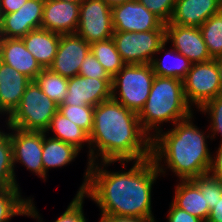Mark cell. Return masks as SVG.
I'll use <instances>...</instances> for the list:
<instances>
[{"label": "cell", "mask_w": 222, "mask_h": 222, "mask_svg": "<svg viewBox=\"0 0 222 222\" xmlns=\"http://www.w3.org/2000/svg\"><path fill=\"white\" fill-rule=\"evenodd\" d=\"M178 183L172 203L206 222L210 214V207L200 189L191 180H180Z\"/></svg>", "instance_id": "22"}, {"label": "cell", "mask_w": 222, "mask_h": 222, "mask_svg": "<svg viewBox=\"0 0 222 222\" xmlns=\"http://www.w3.org/2000/svg\"><path fill=\"white\" fill-rule=\"evenodd\" d=\"M26 2L27 0H0L1 15L18 11Z\"/></svg>", "instance_id": "38"}, {"label": "cell", "mask_w": 222, "mask_h": 222, "mask_svg": "<svg viewBox=\"0 0 222 222\" xmlns=\"http://www.w3.org/2000/svg\"><path fill=\"white\" fill-rule=\"evenodd\" d=\"M31 80L0 61V115L8 118L19 106L22 95Z\"/></svg>", "instance_id": "19"}, {"label": "cell", "mask_w": 222, "mask_h": 222, "mask_svg": "<svg viewBox=\"0 0 222 222\" xmlns=\"http://www.w3.org/2000/svg\"><path fill=\"white\" fill-rule=\"evenodd\" d=\"M112 79H95L81 75L68 79V91L62 104L96 106L112 98Z\"/></svg>", "instance_id": "13"}, {"label": "cell", "mask_w": 222, "mask_h": 222, "mask_svg": "<svg viewBox=\"0 0 222 222\" xmlns=\"http://www.w3.org/2000/svg\"><path fill=\"white\" fill-rule=\"evenodd\" d=\"M193 116L178 121L168 131L162 130L152 138V159L160 175L165 176L166 168L179 180H192L209 173L213 155L207 145L210 132L207 134L197 128Z\"/></svg>", "instance_id": "3"}, {"label": "cell", "mask_w": 222, "mask_h": 222, "mask_svg": "<svg viewBox=\"0 0 222 222\" xmlns=\"http://www.w3.org/2000/svg\"><path fill=\"white\" fill-rule=\"evenodd\" d=\"M113 163L88 164L84 181L77 192L92 199L101 214L147 218L156 222L152 213L151 194L160 173L152 157L134 161L128 171L106 170Z\"/></svg>", "instance_id": "1"}, {"label": "cell", "mask_w": 222, "mask_h": 222, "mask_svg": "<svg viewBox=\"0 0 222 222\" xmlns=\"http://www.w3.org/2000/svg\"><path fill=\"white\" fill-rule=\"evenodd\" d=\"M192 110L186 100L182 80L155 75L148 99L138 117L143 130L154 138L162 131L161 124L171 122L174 125L194 114Z\"/></svg>", "instance_id": "4"}, {"label": "cell", "mask_w": 222, "mask_h": 222, "mask_svg": "<svg viewBox=\"0 0 222 222\" xmlns=\"http://www.w3.org/2000/svg\"><path fill=\"white\" fill-rule=\"evenodd\" d=\"M53 132V138L59 139L65 143L74 145L77 149L81 150L85 144L89 148L90 153L89 135L78 125L70 121L59 111L51 119L50 125L45 133ZM86 142V143H85Z\"/></svg>", "instance_id": "24"}, {"label": "cell", "mask_w": 222, "mask_h": 222, "mask_svg": "<svg viewBox=\"0 0 222 222\" xmlns=\"http://www.w3.org/2000/svg\"><path fill=\"white\" fill-rule=\"evenodd\" d=\"M90 52V43L77 33L61 34L57 53L49 69L65 78L78 76L85 57Z\"/></svg>", "instance_id": "12"}, {"label": "cell", "mask_w": 222, "mask_h": 222, "mask_svg": "<svg viewBox=\"0 0 222 222\" xmlns=\"http://www.w3.org/2000/svg\"><path fill=\"white\" fill-rule=\"evenodd\" d=\"M164 57H166V60L165 58H158V55H155L153 58L151 66L154 74L156 76L183 80L190 70L192 63L184 55L177 52L173 47L171 50H167V52H165Z\"/></svg>", "instance_id": "25"}, {"label": "cell", "mask_w": 222, "mask_h": 222, "mask_svg": "<svg viewBox=\"0 0 222 222\" xmlns=\"http://www.w3.org/2000/svg\"><path fill=\"white\" fill-rule=\"evenodd\" d=\"M78 75L95 79H112L91 51L83 60Z\"/></svg>", "instance_id": "35"}, {"label": "cell", "mask_w": 222, "mask_h": 222, "mask_svg": "<svg viewBox=\"0 0 222 222\" xmlns=\"http://www.w3.org/2000/svg\"><path fill=\"white\" fill-rule=\"evenodd\" d=\"M15 174L10 132L0 129V188H20Z\"/></svg>", "instance_id": "27"}, {"label": "cell", "mask_w": 222, "mask_h": 222, "mask_svg": "<svg viewBox=\"0 0 222 222\" xmlns=\"http://www.w3.org/2000/svg\"><path fill=\"white\" fill-rule=\"evenodd\" d=\"M169 208L167 222H204L200 218L176 207L172 202L170 203Z\"/></svg>", "instance_id": "36"}, {"label": "cell", "mask_w": 222, "mask_h": 222, "mask_svg": "<svg viewBox=\"0 0 222 222\" xmlns=\"http://www.w3.org/2000/svg\"><path fill=\"white\" fill-rule=\"evenodd\" d=\"M205 196L210 210L216 205V202L222 197V181L210 173L197 176L191 180Z\"/></svg>", "instance_id": "31"}, {"label": "cell", "mask_w": 222, "mask_h": 222, "mask_svg": "<svg viewBox=\"0 0 222 222\" xmlns=\"http://www.w3.org/2000/svg\"><path fill=\"white\" fill-rule=\"evenodd\" d=\"M219 67V71H220V74H221V80H222V55L216 57L214 59Z\"/></svg>", "instance_id": "42"}, {"label": "cell", "mask_w": 222, "mask_h": 222, "mask_svg": "<svg viewBox=\"0 0 222 222\" xmlns=\"http://www.w3.org/2000/svg\"><path fill=\"white\" fill-rule=\"evenodd\" d=\"M6 128L12 131L10 132V139L13 149L14 171L16 164L19 162L27 170L46 180L47 175L42 163L43 132L26 131L9 126Z\"/></svg>", "instance_id": "10"}, {"label": "cell", "mask_w": 222, "mask_h": 222, "mask_svg": "<svg viewBox=\"0 0 222 222\" xmlns=\"http://www.w3.org/2000/svg\"><path fill=\"white\" fill-rule=\"evenodd\" d=\"M20 188H0V222H9L14 216H28L43 222L31 197L25 199Z\"/></svg>", "instance_id": "21"}, {"label": "cell", "mask_w": 222, "mask_h": 222, "mask_svg": "<svg viewBox=\"0 0 222 222\" xmlns=\"http://www.w3.org/2000/svg\"><path fill=\"white\" fill-rule=\"evenodd\" d=\"M114 31L144 32L166 30L165 23L137 0L111 7Z\"/></svg>", "instance_id": "11"}, {"label": "cell", "mask_w": 222, "mask_h": 222, "mask_svg": "<svg viewBox=\"0 0 222 222\" xmlns=\"http://www.w3.org/2000/svg\"><path fill=\"white\" fill-rule=\"evenodd\" d=\"M40 89L55 103L62 104L68 91V78L43 69L34 80Z\"/></svg>", "instance_id": "28"}, {"label": "cell", "mask_w": 222, "mask_h": 222, "mask_svg": "<svg viewBox=\"0 0 222 222\" xmlns=\"http://www.w3.org/2000/svg\"><path fill=\"white\" fill-rule=\"evenodd\" d=\"M216 156H212V162L209 173L222 181V145L215 151Z\"/></svg>", "instance_id": "37"}, {"label": "cell", "mask_w": 222, "mask_h": 222, "mask_svg": "<svg viewBox=\"0 0 222 222\" xmlns=\"http://www.w3.org/2000/svg\"><path fill=\"white\" fill-rule=\"evenodd\" d=\"M45 0H27L18 11L2 15L0 37L23 38L28 32L41 28Z\"/></svg>", "instance_id": "15"}, {"label": "cell", "mask_w": 222, "mask_h": 222, "mask_svg": "<svg viewBox=\"0 0 222 222\" xmlns=\"http://www.w3.org/2000/svg\"><path fill=\"white\" fill-rule=\"evenodd\" d=\"M89 142L87 164L118 161L124 169L130 161L152 157V138L141 127L138 114L113 98L94 107Z\"/></svg>", "instance_id": "2"}, {"label": "cell", "mask_w": 222, "mask_h": 222, "mask_svg": "<svg viewBox=\"0 0 222 222\" xmlns=\"http://www.w3.org/2000/svg\"><path fill=\"white\" fill-rule=\"evenodd\" d=\"M199 28L211 58L222 55V12L212 15Z\"/></svg>", "instance_id": "29"}, {"label": "cell", "mask_w": 222, "mask_h": 222, "mask_svg": "<svg viewBox=\"0 0 222 222\" xmlns=\"http://www.w3.org/2000/svg\"><path fill=\"white\" fill-rule=\"evenodd\" d=\"M165 28L167 42L192 64L212 60L199 27L165 24Z\"/></svg>", "instance_id": "14"}, {"label": "cell", "mask_w": 222, "mask_h": 222, "mask_svg": "<svg viewBox=\"0 0 222 222\" xmlns=\"http://www.w3.org/2000/svg\"><path fill=\"white\" fill-rule=\"evenodd\" d=\"M99 222H151L147 218L140 217H125V216H117V215H108V214H100Z\"/></svg>", "instance_id": "39"}, {"label": "cell", "mask_w": 222, "mask_h": 222, "mask_svg": "<svg viewBox=\"0 0 222 222\" xmlns=\"http://www.w3.org/2000/svg\"><path fill=\"white\" fill-rule=\"evenodd\" d=\"M220 11L222 12V0H221V5H220Z\"/></svg>", "instance_id": "44"}, {"label": "cell", "mask_w": 222, "mask_h": 222, "mask_svg": "<svg viewBox=\"0 0 222 222\" xmlns=\"http://www.w3.org/2000/svg\"><path fill=\"white\" fill-rule=\"evenodd\" d=\"M85 195L77 192L67 209L54 222H87L83 211Z\"/></svg>", "instance_id": "33"}, {"label": "cell", "mask_w": 222, "mask_h": 222, "mask_svg": "<svg viewBox=\"0 0 222 222\" xmlns=\"http://www.w3.org/2000/svg\"><path fill=\"white\" fill-rule=\"evenodd\" d=\"M206 222H222V197L210 210V214Z\"/></svg>", "instance_id": "40"}, {"label": "cell", "mask_w": 222, "mask_h": 222, "mask_svg": "<svg viewBox=\"0 0 222 222\" xmlns=\"http://www.w3.org/2000/svg\"><path fill=\"white\" fill-rule=\"evenodd\" d=\"M198 111L210 117V126L208 129L211 132V140H214L216 135L221 134L220 143L222 145V94L208 101Z\"/></svg>", "instance_id": "32"}, {"label": "cell", "mask_w": 222, "mask_h": 222, "mask_svg": "<svg viewBox=\"0 0 222 222\" xmlns=\"http://www.w3.org/2000/svg\"><path fill=\"white\" fill-rule=\"evenodd\" d=\"M182 81L188 104L198 110L222 94L221 74L214 59L192 64Z\"/></svg>", "instance_id": "8"}, {"label": "cell", "mask_w": 222, "mask_h": 222, "mask_svg": "<svg viewBox=\"0 0 222 222\" xmlns=\"http://www.w3.org/2000/svg\"><path fill=\"white\" fill-rule=\"evenodd\" d=\"M0 61L34 81L43 70L29 52L22 38L0 37Z\"/></svg>", "instance_id": "17"}, {"label": "cell", "mask_w": 222, "mask_h": 222, "mask_svg": "<svg viewBox=\"0 0 222 222\" xmlns=\"http://www.w3.org/2000/svg\"><path fill=\"white\" fill-rule=\"evenodd\" d=\"M59 1L81 3L83 0H59Z\"/></svg>", "instance_id": "43"}, {"label": "cell", "mask_w": 222, "mask_h": 222, "mask_svg": "<svg viewBox=\"0 0 222 222\" xmlns=\"http://www.w3.org/2000/svg\"><path fill=\"white\" fill-rule=\"evenodd\" d=\"M154 78L151 64H126L112 77V98L139 114L148 99Z\"/></svg>", "instance_id": "6"}, {"label": "cell", "mask_w": 222, "mask_h": 222, "mask_svg": "<svg viewBox=\"0 0 222 222\" xmlns=\"http://www.w3.org/2000/svg\"><path fill=\"white\" fill-rule=\"evenodd\" d=\"M76 33L88 43L112 38L111 7L103 0H83Z\"/></svg>", "instance_id": "9"}, {"label": "cell", "mask_w": 222, "mask_h": 222, "mask_svg": "<svg viewBox=\"0 0 222 222\" xmlns=\"http://www.w3.org/2000/svg\"><path fill=\"white\" fill-rule=\"evenodd\" d=\"M165 24L169 23L176 0H137Z\"/></svg>", "instance_id": "34"}, {"label": "cell", "mask_w": 222, "mask_h": 222, "mask_svg": "<svg viewBox=\"0 0 222 222\" xmlns=\"http://www.w3.org/2000/svg\"><path fill=\"white\" fill-rule=\"evenodd\" d=\"M47 136V133L43 132L42 163L46 175L51 168L70 164L80 152L74 145Z\"/></svg>", "instance_id": "23"}, {"label": "cell", "mask_w": 222, "mask_h": 222, "mask_svg": "<svg viewBox=\"0 0 222 222\" xmlns=\"http://www.w3.org/2000/svg\"><path fill=\"white\" fill-rule=\"evenodd\" d=\"M107 5L113 7L118 4H122L124 2L132 1V0H103Z\"/></svg>", "instance_id": "41"}, {"label": "cell", "mask_w": 222, "mask_h": 222, "mask_svg": "<svg viewBox=\"0 0 222 222\" xmlns=\"http://www.w3.org/2000/svg\"><path fill=\"white\" fill-rule=\"evenodd\" d=\"M112 39L125 64H151L156 53L167 50L168 43L166 30L114 31Z\"/></svg>", "instance_id": "7"}, {"label": "cell", "mask_w": 222, "mask_h": 222, "mask_svg": "<svg viewBox=\"0 0 222 222\" xmlns=\"http://www.w3.org/2000/svg\"><path fill=\"white\" fill-rule=\"evenodd\" d=\"M80 4L59 0H45L41 28L59 34L76 33Z\"/></svg>", "instance_id": "16"}, {"label": "cell", "mask_w": 222, "mask_h": 222, "mask_svg": "<svg viewBox=\"0 0 222 222\" xmlns=\"http://www.w3.org/2000/svg\"><path fill=\"white\" fill-rule=\"evenodd\" d=\"M59 33L46 29H35L28 32L23 38L26 49L32 53L43 69H48L55 58L60 42Z\"/></svg>", "instance_id": "20"}, {"label": "cell", "mask_w": 222, "mask_h": 222, "mask_svg": "<svg viewBox=\"0 0 222 222\" xmlns=\"http://www.w3.org/2000/svg\"><path fill=\"white\" fill-rule=\"evenodd\" d=\"M221 0H176L169 23L200 27L212 15L220 12Z\"/></svg>", "instance_id": "18"}, {"label": "cell", "mask_w": 222, "mask_h": 222, "mask_svg": "<svg viewBox=\"0 0 222 222\" xmlns=\"http://www.w3.org/2000/svg\"><path fill=\"white\" fill-rule=\"evenodd\" d=\"M58 111V104L51 100L37 85L31 81L21 97L19 106L5 123L26 131L46 132L51 119Z\"/></svg>", "instance_id": "5"}, {"label": "cell", "mask_w": 222, "mask_h": 222, "mask_svg": "<svg viewBox=\"0 0 222 222\" xmlns=\"http://www.w3.org/2000/svg\"><path fill=\"white\" fill-rule=\"evenodd\" d=\"M90 51L111 77L126 65L112 38L90 43Z\"/></svg>", "instance_id": "26"}, {"label": "cell", "mask_w": 222, "mask_h": 222, "mask_svg": "<svg viewBox=\"0 0 222 222\" xmlns=\"http://www.w3.org/2000/svg\"><path fill=\"white\" fill-rule=\"evenodd\" d=\"M58 111L88 135L93 128L94 106L58 105Z\"/></svg>", "instance_id": "30"}]
</instances>
